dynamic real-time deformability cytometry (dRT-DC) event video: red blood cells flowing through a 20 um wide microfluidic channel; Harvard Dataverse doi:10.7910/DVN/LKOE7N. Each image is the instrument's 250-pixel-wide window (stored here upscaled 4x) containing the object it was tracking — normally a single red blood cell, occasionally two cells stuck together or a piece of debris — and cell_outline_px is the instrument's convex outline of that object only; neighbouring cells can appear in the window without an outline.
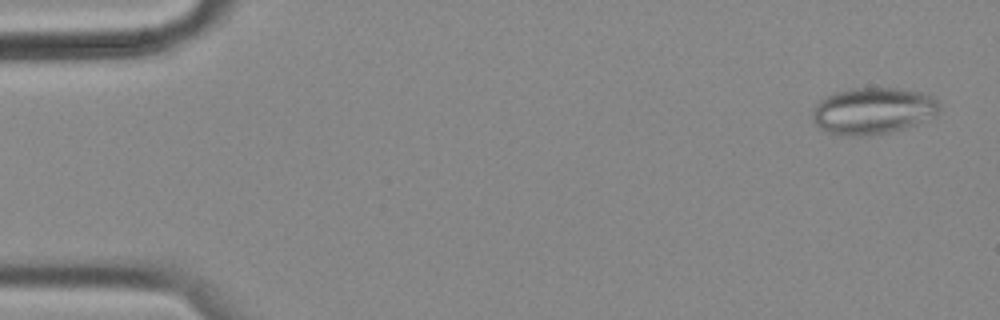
{"species": "common noctule bat (a hibernating species)", "species_latin": "Nyctalus noctula", "temperature_condition": "cold", "stored_images_in_passage": 18, "camera_frame_rate_fps": 3000, "um_per_image_px": 0.085, "animal": {"sex": "female", "body_mass_g": 18.4}, "frame": {"image": 1, "passage_image": 3, "time_ms": 0.667, "image_size_px": [1000, 320], "cell_outline_px": [[940, 108], [936, 116], [916, 124], [904, 128], [888, 132], [860, 136], [852, 136], [828, 132], [820, 128], [816, 124], [812, 116], [812, 108], [820, 100], [836, 92], [852, 88], [896, 88], [920, 92], [936, 96], [940, 104]], "centroid_in_image_um": [74.24, 9.41], "position_along_channel_um": 10.8, "area_um2": 34.51}}